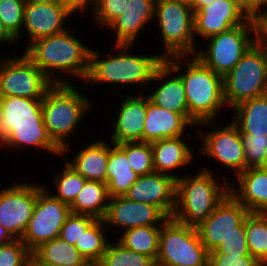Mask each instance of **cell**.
I'll return each instance as SVG.
<instances>
[{
	"label": "cell",
	"mask_w": 267,
	"mask_h": 266,
	"mask_svg": "<svg viewBox=\"0 0 267 266\" xmlns=\"http://www.w3.org/2000/svg\"><path fill=\"white\" fill-rule=\"evenodd\" d=\"M164 62L183 82L189 122L194 128L212 126V123L217 121L220 110L227 107L224 99L223 76L208 68L195 55L171 56L164 59ZM183 65L186 68L183 69L184 72L181 70Z\"/></svg>",
	"instance_id": "1"
},
{
	"label": "cell",
	"mask_w": 267,
	"mask_h": 266,
	"mask_svg": "<svg viewBox=\"0 0 267 266\" xmlns=\"http://www.w3.org/2000/svg\"><path fill=\"white\" fill-rule=\"evenodd\" d=\"M28 146L62 155L45 128L42 99L0 96V147L18 151Z\"/></svg>",
	"instance_id": "2"
},
{
	"label": "cell",
	"mask_w": 267,
	"mask_h": 266,
	"mask_svg": "<svg viewBox=\"0 0 267 266\" xmlns=\"http://www.w3.org/2000/svg\"><path fill=\"white\" fill-rule=\"evenodd\" d=\"M90 51V46L67 29L37 39L23 52L55 84L71 83L67 79L73 77L84 82L89 71ZM60 72L65 75L63 78L59 77Z\"/></svg>",
	"instance_id": "3"
},
{
	"label": "cell",
	"mask_w": 267,
	"mask_h": 266,
	"mask_svg": "<svg viewBox=\"0 0 267 266\" xmlns=\"http://www.w3.org/2000/svg\"><path fill=\"white\" fill-rule=\"evenodd\" d=\"M131 48L133 49L132 44L115 42L112 51H116V54L110 51L102 54L91 48L89 71L84 82L93 86L121 84L128 87L140 84L142 88L151 83L155 70L164 62V58L161 54L135 55L128 52Z\"/></svg>",
	"instance_id": "4"
},
{
	"label": "cell",
	"mask_w": 267,
	"mask_h": 266,
	"mask_svg": "<svg viewBox=\"0 0 267 266\" xmlns=\"http://www.w3.org/2000/svg\"><path fill=\"white\" fill-rule=\"evenodd\" d=\"M198 173L183 174L176 181V203L172 218L184 225L197 228L229 193V181L217 180V175L205 167ZM217 178V179H216Z\"/></svg>",
	"instance_id": "5"
},
{
	"label": "cell",
	"mask_w": 267,
	"mask_h": 266,
	"mask_svg": "<svg viewBox=\"0 0 267 266\" xmlns=\"http://www.w3.org/2000/svg\"><path fill=\"white\" fill-rule=\"evenodd\" d=\"M82 91L69 83L52 84L42 98V114L45 128L53 141L66 155L71 134L81 125L92 103ZM85 117V118H83Z\"/></svg>",
	"instance_id": "6"
},
{
	"label": "cell",
	"mask_w": 267,
	"mask_h": 266,
	"mask_svg": "<svg viewBox=\"0 0 267 266\" xmlns=\"http://www.w3.org/2000/svg\"><path fill=\"white\" fill-rule=\"evenodd\" d=\"M223 85L229 110L246 100L266 94L267 51L257 40L234 68L223 76Z\"/></svg>",
	"instance_id": "7"
},
{
	"label": "cell",
	"mask_w": 267,
	"mask_h": 266,
	"mask_svg": "<svg viewBox=\"0 0 267 266\" xmlns=\"http://www.w3.org/2000/svg\"><path fill=\"white\" fill-rule=\"evenodd\" d=\"M155 22L160 28L166 59L178 55H195L197 42L194 37V11L190 4L177 1L156 0Z\"/></svg>",
	"instance_id": "8"
},
{
	"label": "cell",
	"mask_w": 267,
	"mask_h": 266,
	"mask_svg": "<svg viewBox=\"0 0 267 266\" xmlns=\"http://www.w3.org/2000/svg\"><path fill=\"white\" fill-rule=\"evenodd\" d=\"M209 252L196 228L169 217L162 225L156 266H208Z\"/></svg>",
	"instance_id": "9"
},
{
	"label": "cell",
	"mask_w": 267,
	"mask_h": 266,
	"mask_svg": "<svg viewBox=\"0 0 267 266\" xmlns=\"http://www.w3.org/2000/svg\"><path fill=\"white\" fill-rule=\"evenodd\" d=\"M205 41H209L205 50L198 49L195 56L215 73L224 76L256 41L255 19L249 18L243 25L214 35Z\"/></svg>",
	"instance_id": "10"
},
{
	"label": "cell",
	"mask_w": 267,
	"mask_h": 266,
	"mask_svg": "<svg viewBox=\"0 0 267 266\" xmlns=\"http://www.w3.org/2000/svg\"><path fill=\"white\" fill-rule=\"evenodd\" d=\"M45 187L37 184L35 208L21 238L31 252L42 243L58 238L66 217L71 213L70 206L56 199L50 189Z\"/></svg>",
	"instance_id": "11"
},
{
	"label": "cell",
	"mask_w": 267,
	"mask_h": 266,
	"mask_svg": "<svg viewBox=\"0 0 267 266\" xmlns=\"http://www.w3.org/2000/svg\"><path fill=\"white\" fill-rule=\"evenodd\" d=\"M16 55L0 59V96L42 99L53 83L24 53Z\"/></svg>",
	"instance_id": "12"
},
{
	"label": "cell",
	"mask_w": 267,
	"mask_h": 266,
	"mask_svg": "<svg viewBox=\"0 0 267 266\" xmlns=\"http://www.w3.org/2000/svg\"><path fill=\"white\" fill-rule=\"evenodd\" d=\"M200 142V149L196 153L206 155V158H212L226 168L232 170L236 177L246 170V159L244 156L243 145L238 127L231 121L222 128H213V130L201 131L197 128ZM206 132V133H205Z\"/></svg>",
	"instance_id": "13"
},
{
	"label": "cell",
	"mask_w": 267,
	"mask_h": 266,
	"mask_svg": "<svg viewBox=\"0 0 267 266\" xmlns=\"http://www.w3.org/2000/svg\"><path fill=\"white\" fill-rule=\"evenodd\" d=\"M15 183L0 190V223L14 239H21L37 200V184Z\"/></svg>",
	"instance_id": "14"
},
{
	"label": "cell",
	"mask_w": 267,
	"mask_h": 266,
	"mask_svg": "<svg viewBox=\"0 0 267 266\" xmlns=\"http://www.w3.org/2000/svg\"><path fill=\"white\" fill-rule=\"evenodd\" d=\"M249 211L229 192L210 216L197 228L208 252L214 251L231 233L237 231Z\"/></svg>",
	"instance_id": "15"
},
{
	"label": "cell",
	"mask_w": 267,
	"mask_h": 266,
	"mask_svg": "<svg viewBox=\"0 0 267 266\" xmlns=\"http://www.w3.org/2000/svg\"><path fill=\"white\" fill-rule=\"evenodd\" d=\"M249 18L244 6L237 0H215L209 6L194 12L195 40L201 38L204 41L214 35L243 25Z\"/></svg>",
	"instance_id": "16"
},
{
	"label": "cell",
	"mask_w": 267,
	"mask_h": 266,
	"mask_svg": "<svg viewBox=\"0 0 267 266\" xmlns=\"http://www.w3.org/2000/svg\"><path fill=\"white\" fill-rule=\"evenodd\" d=\"M167 219L157 206L115 196L109 199L103 221L106 226L125 231L139 226H161Z\"/></svg>",
	"instance_id": "17"
},
{
	"label": "cell",
	"mask_w": 267,
	"mask_h": 266,
	"mask_svg": "<svg viewBox=\"0 0 267 266\" xmlns=\"http://www.w3.org/2000/svg\"><path fill=\"white\" fill-rule=\"evenodd\" d=\"M176 181L172 176L159 172L138 176L124 197L157 206L169 218L175 210Z\"/></svg>",
	"instance_id": "18"
},
{
	"label": "cell",
	"mask_w": 267,
	"mask_h": 266,
	"mask_svg": "<svg viewBox=\"0 0 267 266\" xmlns=\"http://www.w3.org/2000/svg\"><path fill=\"white\" fill-rule=\"evenodd\" d=\"M23 15L24 23L22 34L26 31L25 33L28 35L26 38H28L27 41H29L26 47L24 46L25 49L37 39L67 30V20H69V17H72V14L58 2H26Z\"/></svg>",
	"instance_id": "19"
},
{
	"label": "cell",
	"mask_w": 267,
	"mask_h": 266,
	"mask_svg": "<svg viewBox=\"0 0 267 266\" xmlns=\"http://www.w3.org/2000/svg\"><path fill=\"white\" fill-rule=\"evenodd\" d=\"M139 91L138 95H126L122 99L121 107L117 111V118H114V130L110 135V141L113 144L143 142L147 96L141 92V88Z\"/></svg>",
	"instance_id": "20"
},
{
	"label": "cell",
	"mask_w": 267,
	"mask_h": 266,
	"mask_svg": "<svg viewBox=\"0 0 267 266\" xmlns=\"http://www.w3.org/2000/svg\"><path fill=\"white\" fill-rule=\"evenodd\" d=\"M186 137L191 139V135L179 136L176 138H166L151 142L153 152V165L155 172L172 176L178 180L181 176L173 174L171 171L187 169L189 164L195 160V153L190 143L187 144ZM195 155V156H194ZM186 167V168H185ZM171 172V173H170Z\"/></svg>",
	"instance_id": "21"
},
{
	"label": "cell",
	"mask_w": 267,
	"mask_h": 266,
	"mask_svg": "<svg viewBox=\"0 0 267 266\" xmlns=\"http://www.w3.org/2000/svg\"><path fill=\"white\" fill-rule=\"evenodd\" d=\"M155 2L156 0L129 1L124 12L107 27L115 35V44L134 45L137 42L146 25L154 20Z\"/></svg>",
	"instance_id": "22"
},
{
	"label": "cell",
	"mask_w": 267,
	"mask_h": 266,
	"mask_svg": "<svg viewBox=\"0 0 267 266\" xmlns=\"http://www.w3.org/2000/svg\"><path fill=\"white\" fill-rule=\"evenodd\" d=\"M159 83L148 94L149 99L159 107L182 114L189 121L187 99L181 78L163 62L156 70L151 82Z\"/></svg>",
	"instance_id": "23"
},
{
	"label": "cell",
	"mask_w": 267,
	"mask_h": 266,
	"mask_svg": "<svg viewBox=\"0 0 267 266\" xmlns=\"http://www.w3.org/2000/svg\"><path fill=\"white\" fill-rule=\"evenodd\" d=\"M194 126L180 113L171 112L153 103L147 96L143 142L191 135L186 129Z\"/></svg>",
	"instance_id": "24"
},
{
	"label": "cell",
	"mask_w": 267,
	"mask_h": 266,
	"mask_svg": "<svg viewBox=\"0 0 267 266\" xmlns=\"http://www.w3.org/2000/svg\"><path fill=\"white\" fill-rule=\"evenodd\" d=\"M230 182L229 192L252 213H267V172L258 167L247 168Z\"/></svg>",
	"instance_id": "25"
},
{
	"label": "cell",
	"mask_w": 267,
	"mask_h": 266,
	"mask_svg": "<svg viewBox=\"0 0 267 266\" xmlns=\"http://www.w3.org/2000/svg\"><path fill=\"white\" fill-rule=\"evenodd\" d=\"M109 143L103 139L92 141L66 162L86 180L107 184Z\"/></svg>",
	"instance_id": "26"
},
{
	"label": "cell",
	"mask_w": 267,
	"mask_h": 266,
	"mask_svg": "<svg viewBox=\"0 0 267 266\" xmlns=\"http://www.w3.org/2000/svg\"><path fill=\"white\" fill-rule=\"evenodd\" d=\"M233 120L246 135L267 136V94L246 100L235 106Z\"/></svg>",
	"instance_id": "27"
},
{
	"label": "cell",
	"mask_w": 267,
	"mask_h": 266,
	"mask_svg": "<svg viewBox=\"0 0 267 266\" xmlns=\"http://www.w3.org/2000/svg\"><path fill=\"white\" fill-rule=\"evenodd\" d=\"M138 175L131 169L126 153L110 142L107 165V188L109 197L124 196L137 180Z\"/></svg>",
	"instance_id": "28"
},
{
	"label": "cell",
	"mask_w": 267,
	"mask_h": 266,
	"mask_svg": "<svg viewBox=\"0 0 267 266\" xmlns=\"http://www.w3.org/2000/svg\"><path fill=\"white\" fill-rule=\"evenodd\" d=\"M109 199L106 183L87 180L83 189L70 205V212L103 219L107 211Z\"/></svg>",
	"instance_id": "29"
},
{
	"label": "cell",
	"mask_w": 267,
	"mask_h": 266,
	"mask_svg": "<svg viewBox=\"0 0 267 266\" xmlns=\"http://www.w3.org/2000/svg\"><path fill=\"white\" fill-rule=\"evenodd\" d=\"M32 254L42 263L53 266H88L78 249L60 237L42 243Z\"/></svg>",
	"instance_id": "30"
},
{
	"label": "cell",
	"mask_w": 267,
	"mask_h": 266,
	"mask_svg": "<svg viewBox=\"0 0 267 266\" xmlns=\"http://www.w3.org/2000/svg\"><path fill=\"white\" fill-rule=\"evenodd\" d=\"M161 226H139L122 231L117 241L131 251L149 256L156 261L159 251Z\"/></svg>",
	"instance_id": "31"
},
{
	"label": "cell",
	"mask_w": 267,
	"mask_h": 266,
	"mask_svg": "<svg viewBox=\"0 0 267 266\" xmlns=\"http://www.w3.org/2000/svg\"><path fill=\"white\" fill-rule=\"evenodd\" d=\"M245 232L250 255L267 266V213L249 212Z\"/></svg>",
	"instance_id": "32"
},
{
	"label": "cell",
	"mask_w": 267,
	"mask_h": 266,
	"mask_svg": "<svg viewBox=\"0 0 267 266\" xmlns=\"http://www.w3.org/2000/svg\"><path fill=\"white\" fill-rule=\"evenodd\" d=\"M103 219H97L76 241L75 247L89 264H98L110 242Z\"/></svg>",
	"instance_id": "33"
},
{
	"label": "cell",
	"mask_w": 267,
	"mask_h": 266,
	"mask_svg": "<svg viewBox=\"0 0 267 266\" xmlns=\"http://www.w3.org/2000/svg\"><path fill=\"white\" fill-rule=\"evenodd\" d=\"M61 171L54 176L56 193L52 195L69 206L74 202L79 192L87 181L81 174L76 172L66 161Z\"/></svg>",
	"instance_id": "34"
},
{
	"label": "cell",
	"mask_w": 267,
	"mask_h": 266,
	"mask_svg": "<svg viewBox=\"0 0 267 266\" xmlns=\"http://www.w3.org/2000/svg\"><path fill=\"white\" fill-rule=\"evenodd\" d=\"M113 243L108 244L99 266H156L153 258L131 251L117 240Z\"/></svg>",
	"instance_id": "35"
},
{
	"label": "cell",
	"mask_w": 267,
	"mask_h": 266,
	"mask_svg": "<svg viewBox=\"0 0 267 266\" xmlns=\"http://www.w3.org/2000/svg\"><path fill=\"white\" fill-rule=\"evenodd\" d=\"M117 145L126 153L131 169L138 176L155 172L149 142H125Z\"/></svg>",
	"instance_id": "36"
},
{
	"label": "cell",
	"mask_w": 267,
	"mask_h": 266,
	"mask_svg": "<svg viewBox=\"0 0 267 266\" xmlns=\"http://www.w3.org/2000/svg\"><path fill=\"white\" fill-rule=\"evenodd\" d=\"M25 3V0H0V21L17 42L23 37Z\"/></svg>",
	"instance_id": "37"
},
{
	"label": "cell",
	"mask_w": 267,
	"mask_h": 266,
	"mask_svg": "<svg viewBox=\"0 0 267 266\" xmlns=\"http://www.w3.org/2000/svg\"><path fill=\"white\" fill-rule=\"evenodd\" d=\"M130 0H96L91 17H94L96 25L106 29L127 7Z\"/></svg>",
	"instance_id": "38"
},
{
	"label": "cell",
	"mask_w": 267,
	"mask_h": 266,
	"mask_svg": "<svg viewBox=\"0 0 267 266\" xmlns=\"http://www.w3.org/2000/svg\"><path fill=\"white\" fill-rule=\"evenodd\" d=\"M96 220L97 219L92 216L70 213L61 227L59 237L67 243L75 246L76 241H79L82 234Z\"/></svg>",
	"instance_id": "39"
},
{
	"label": "cell",
	"mask_w": 267,
	"mask_h": 266,
	"mask_svg": "<svg viewBox=\"0 0 267 266\" xmlns=\"http://www.w3.org/2000/svg\"><path fill=\"white\" fill-rule=\"evenodd\" d=\"M246 159V169L258 167L267 153V136L246 135L240 132Z\"/></svg>",
	"instance_id": "40"
},
{
	"label": "cell",
	"mask_w": 267,
	"mask_h": 266,
	"mask_svg": "<svg viewBox=\"0 0 267 266\" xmlns=\"http://www.w3.org/2000/svg\"><path fill=\"white\" fill-rule=\"evenodd\" d=\"M32 252L21 239L0 245V266H29Z\"/></svg>",
	"instance_id": "41"
},
{
	"label": "cell",
	"mask_w": 267,
	"mask_h": 266,
	"mask_svg": "<svg viewBox=\"0 0 267 266\" xmlns=\"http://www.w3.org/2000/svg\"><path fill=\"white\" fill-rule=\"evenodd\" d=\"M209 253H221L224 255L234 256H251L246 239L245 219L239 226H237V231L231 233L218 245L214 251Z\"/></svg>",
	"instance_id": "42"
},
{
	"label": "cell",
	"mask_w": 267,
	"mask_h": 266,
	"mask_svg": "<svg viewBox=\"0 0 267 266\" xmlns=\"http://www.w3.org/2000/svg\"><path fill=\"white\" fill-rule=\"evenodd\" d=\"M208 266H263L252 256H234L209 253Z\"/></svg>",
	"instance_id": "43"
},
{
	"label": "cell",
	"mask_w": 267,
	"mask_h": 266,
	"mask_svg": "<svg viewBox=\"0 0 267 266\" xmlns=\"http://www.w3.org/2000/svg\"><path fill=\"white\" fill-rule=\"evenodd\" d=\"M57 2L64 6L72 15H75V13H87L90 10L93 12L96 0H57Z\"/></svg>",
	"instance_id": "44"
},
{
	"label": "cell",
	"mask_w": 267,
	"mask_h": 266,
	"mask_svg": "<svg viewBox=\"0 0 267 266\" xmlns=\"http://www.w3.org/2000/svg\"><path fill=\"white\" fill-rule=\"evenodd\" d=\"M256 22V40L267 51V16H258Z\"/></svg>",
	"instance_id": "45"
},
{
	"label": "cell",
	"mask_w": 267,
	"mask_h": 266,
	"mask_svg": "<svg viewBox=\"0 0 267 266\" xmlns=\"http://www.w3.org/2000/svg\"><path fill=\"white\" fill-rule=\"evenodd\" d=\"M267 11V0H252V19Z\"/></svg>",
	"instance_id": "46"
},
{
	"label": "cell",
	"mask_w": 267,
	"mask_h": 266,
	"mask_svg": "<svg viewBox=\"0 0 267 266\" xmlns=\"http://www.w3.org/2000/svg\"><path fill=\"white\" fill-rule=\"evenodd\" d=\"M4 43H7V45L10 44L13 47H15L14 45H18L17 41L8 33L0 21V45H4Z\"/></svg>",
	"instance_id": "47"
},
{
	"label": "cell",
	"mask_w": 267,
	"mask_h": 266,
	"mask_svg": "<svg viewBox=\"0 0 267 266\" xmlns=\"http://www.w3.org/2000/svg\"><path fill=\"white\" fill-rule=\"evenodd\" d=\"M14 240L9 232L0 223V245H5Z\"/></svg>",
	"instance_id": "48"
},
{
	"label": "cell",
	"mask_w": 267,
	"mask_h": 266,
	"mask_svg": "<svg viewBox=\"0 0 267 266\" xmlns=\"http://www.w3.org/2000/svg\"><path fill=\"white\" fill-rule=\"evenodd\" d=\"M214 1L215 0H192L191 7H192V10L195 12V11L200 10L202 7L209 6Z\"/></svg>",
	"instance_id": "49"
},
{
	"label": "cell",
	"mask_w": 267,
	"mask_h": 266,
	"mask_svg": "<svg viewBox=\"0 0 267 266\" xmlns=\"http://www.w3.org/2000/svg\"><path fill=\"white\" fill-rule=\"evenodd\" d=\"M242 6H244L246 14L252 18V0H237Z\"/></svg>",
	"instance_id": "50"
},
{
	"label": "cell",
	"mask_w": 267,
	"mask_h": 266,
	"mask_svg": "<svg viewBox=\"0 0 267 266\" xmlns=\"http://www.w3.org/2000/svg\"><path fill=\"white\" fill-rule=\"evenodd\" d=\"M29 266H53L40 262L33 254H31Z\"/></svg>",
	"instance_id": "51"
},
{
	"label": "cell",
	"mask_w": 267,
	"mask_h": 266,
	"mask_svg": "<svg viewBox=\"0 0 267 266\" xmlns=\"http://www.w3.org/2000/svg\"><path fill=\"white\" fill-rule=\"evenodd\" d=\"M262 171L267 172V153L264 156L262 163L258 166Z\"/></svg>",
	"instance_id": "52"
},
{
	"label": "cell",
	"mask_w": 267,
	"mask_h": 266,
	"mask_svg": "<svg viewBox=\"0 0 267 266\" xmlns=\"http://www.w3.org/2000/svg\"><path fill=\"white\" fill-rule=\"evenodd\" d=\"M26 2L29 3H52V2H57V0H25Z\"/></svg>",
	"instance_id": "53"
},
{
	"label": "cell",
	"mask_w": 267,
	"mask_h": 266,
	"mask_svg": "<svg viewBox=\"0 0 267 266\" xmlns=\"http://www.w3.org/2000/svg\"><path fill=\"white\" fill-rule=\"evenodd\" d=\"M169 1H177V2H182V3L190 4V5L192 3V0H169Z\"/></svg>",
	"instance_id": "54"
},
{
	"label": "cell",
	"mask_w": 267,
	"mask_h": 266,
	"mask_svg": "<svg viewBox=\"0 0 267 266\" xmlns=\"http://www.w3.org/2000/svg\"><path fill=\"white\" fill-rule=\"evenodd\" d=\"M259 16H267V11Z\"/></svg>",
	"instance_id": "55"
},
{
	"label": "cell",
	"mask_w": 267,
	"mask_h": 266,
	"mask_svg": "<svg viewBox=\"0 0 267 266\" xmlns=\"http://www.w3.org/2000/svg\"><path fill=\"white\" fill-rule=\"evenodd\" d=\"M88 266H99L98 264H89Z\"/></svg>",
	"instance_id": "56"
}]
</instances>
